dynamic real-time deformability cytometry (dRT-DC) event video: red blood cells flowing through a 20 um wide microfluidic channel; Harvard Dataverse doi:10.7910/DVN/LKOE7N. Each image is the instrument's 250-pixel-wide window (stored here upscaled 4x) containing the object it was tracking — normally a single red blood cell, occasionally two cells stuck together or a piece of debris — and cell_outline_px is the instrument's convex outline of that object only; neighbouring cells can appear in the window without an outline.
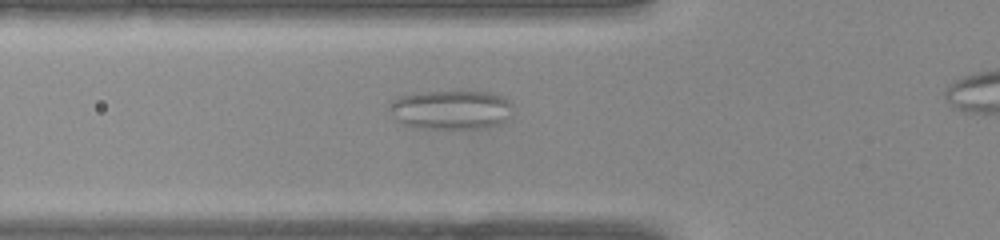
{"species": "common noctule bat (a hibernating species)", "species_latin": "Nyctalus noctula", "temperature_condition": "warm", "stored_images_in_passage": 25, "segment_of_instrument_passage": [1, 2], "camera_frame_rate_fps": 3000, "um_per_image_px": 0.085, "animal": {"sex": "female", "body_mass_g": 22.0, "forearm_length_mm": 56.7}, "frame": {"image": 1, "passage_image": 5, "time_ms": 1.333, "image_size_px": [1000, 240], "cell_outline_px": [[512, 104], [504, 120], [496, 124], [484, 128], [424, 128], [408, 124], [388, 116], [384, 108], [388, 100], [400, 96], [416, 92], [452, 88], [496, 92], [504, 96]], "centroid_in_image_um": [38.22, 9.24], "position_along_channel_um": 87.6, "area_um2": 29.48}}
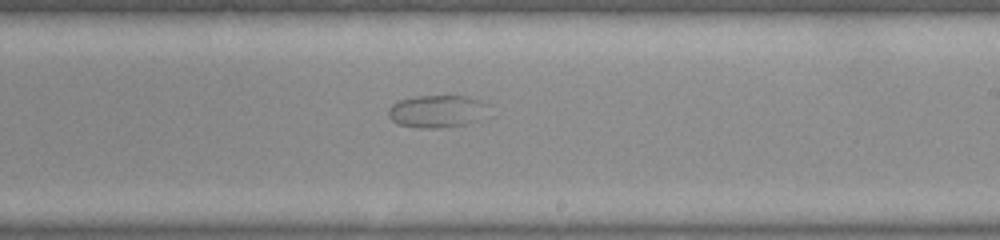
{"frame": {"image": 2, "passage_image": 15, "time_ms": 4.667, "image_size_px": [1000, 240], "cell_outline_px": [[488, 104], [464, 124], [440, 128], [416, 128], [400, 124], [392, 120], [388, 116], [388, 108], [392, 104], [400, 100], [416, 96], [464, 96], [480, 100]], "centroid_in_image_um": [36.96, 9.44], "position_along_channel_um": 252.0, "area_um2": 18.03}}
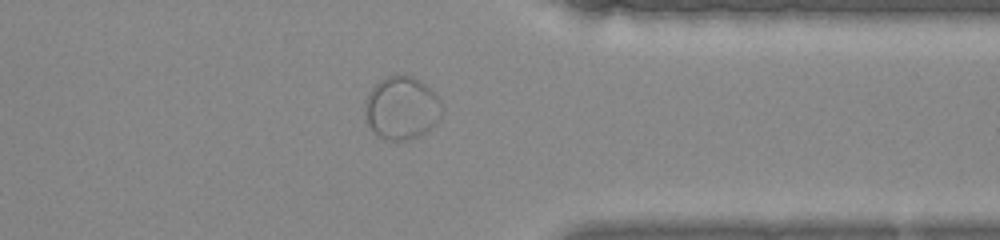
{"frame": {"image": 3, "passage_image": 23, "time_ms": 7.333, "image_size_px": [1000, 240], "cell_outline_px": [[440, 116], [436, 124], [432, 128], [408, 140], [392, 140], [380, 136], [372, 132], [364, 116], [364, 100], [368, 92], [380, 80], [388, 76], [412, 76], [420, 80], [440, 100]], "centroid_in_image_um": [34.09, 9.19], "position_along_channel_um": 377.3, "area_um2": 27.98}}